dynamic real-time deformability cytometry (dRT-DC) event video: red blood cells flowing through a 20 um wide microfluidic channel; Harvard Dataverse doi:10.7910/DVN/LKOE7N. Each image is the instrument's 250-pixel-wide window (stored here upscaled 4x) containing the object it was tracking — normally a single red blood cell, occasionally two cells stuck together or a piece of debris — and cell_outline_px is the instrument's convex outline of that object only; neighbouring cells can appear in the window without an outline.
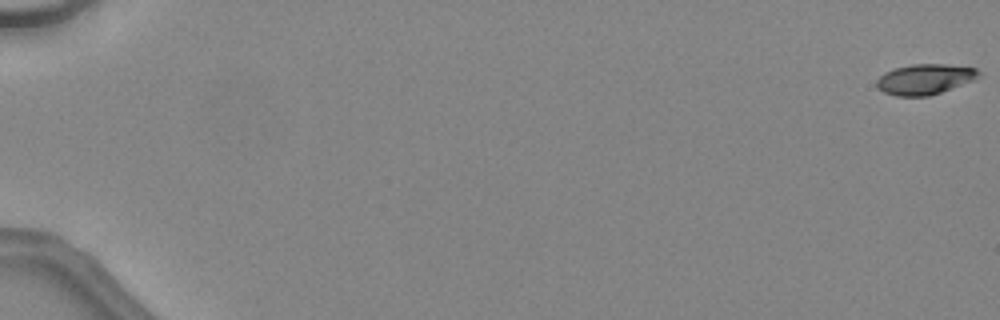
{"species": "common noctule bat (a hibernating species)", "species_latin": "Nyctalus noctula", "temperature_condition": "warm", "stored_images_in_passage": 48, "camera_frame_rate_fps": 3000, "um_per_image_px": 0.085, "animal": {"sex": "female", "body_mass_g": 24.6, "forearm_length_mm": 56.2}, "frame": {"image": 1, "passage_image": 1, "time_ms": 0.0, "image_size_px": [1000, 320], "cell_outline_px": [[980, 76], [972, 80], [940, 92], [928, 96], [896, 96], [884, 92], [876, 84], [876, 80], [884, 72], [896, 68], [912, 64], [944, 64], [976, 68], [980, 72]], "centroid_in_image_um": [78.59, 6.72], "position_along_channel_um": 6.4, "area_um2": 17.8}}
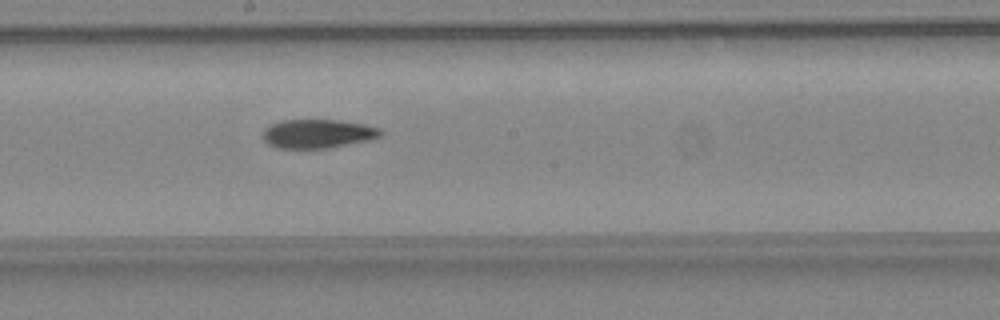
{"frame": {"image": 2, "passage_image": 29, "time_ms": 9.333, "image_size_px": [1000, 320], "cell_outline_px": [[384, 132], [380, 136], [372, 140], [328, 148], [276, 148], [268, 144], [264, 140], [264, 128], [280, 120], [340, 120], [364, 124], [380, 128]], "centroid_in_image_um": [27.04, 11.36], "position_along_channel_um": 221.2, "area_um2": 19.94}}
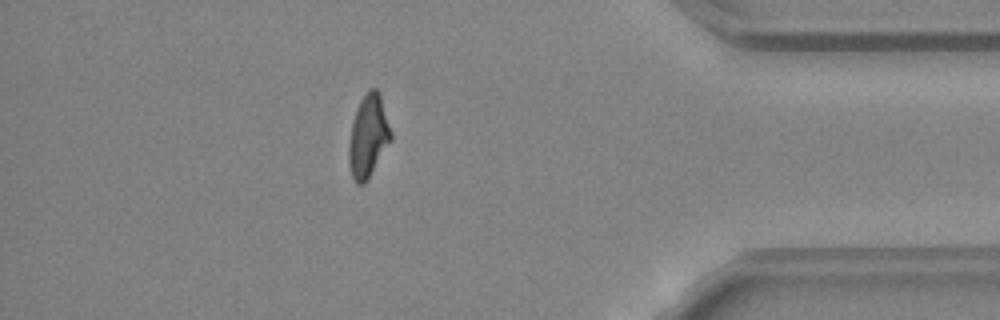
{"frame": {"image": 3, "passage_image": 43, "time_ms": 14.0, "image_size_px": [1000, 320], "cell_outline_px": [[392, 140], [364, 184], [356, 184], [352, 176], [348, 164], [348, 144], [352, 124], [356, 108], [360, 100], [368, 88], [376, 88], [380, 92], [392, 132]], "centroid_in_image_um": [31.3, 11.54], "position_along_channel_um": 403.9, "area_um2": 20.46}, "authors_computed_cell_mechanics": {"area_um2": 19.941, "velocity_mm_per_s": 4.5548, "shape_relaxation_time_tau1_ms": 3.7671, "shape_relaxation_time_tau2_ms": 3.445, "deformation_change_tau1": 0.1805, "deformation_change_tau2": 0.1028}}